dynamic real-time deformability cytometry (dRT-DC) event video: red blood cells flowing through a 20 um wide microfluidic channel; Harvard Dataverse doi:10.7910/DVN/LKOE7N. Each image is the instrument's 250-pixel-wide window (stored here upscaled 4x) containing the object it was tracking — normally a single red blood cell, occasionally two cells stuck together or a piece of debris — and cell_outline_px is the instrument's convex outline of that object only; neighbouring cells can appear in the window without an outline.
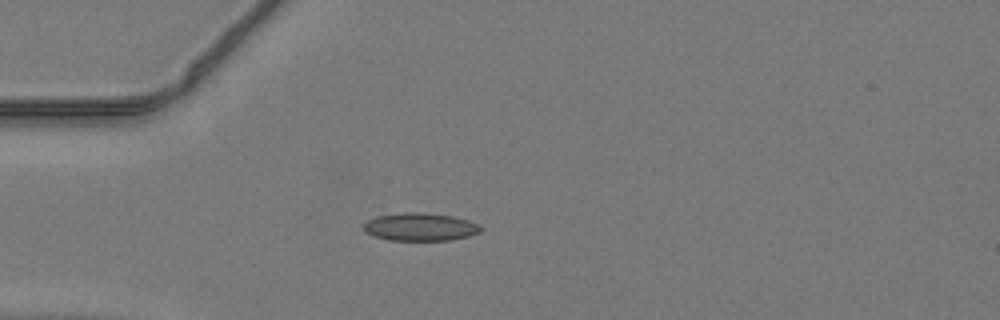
{"species": "common noctule bat (a hibernating species)", "species_latin": "Nyctalus noctula", "temperature_condition": "warm", "stored_images_in_passage": 35, "camera_frame_rate_fps": 3000, "um_per_image_px": 0.085, "animal": {"sex": "male", "body_mass_g": 19.2, "forearm_length_mm": 51.8}, "frame": {"image": 1, "passage_image": 1, "time_ms": 0.0, "image_size_px": [1000, 320], "cell_outline_px": [[484, 228], [480, 232], [468, 236], [448, 240], [388, 240], [364, 232], [364, 224], [368, 220], [376, 216], [404, 212], [424, 212], [452, 216], [468, 220], [480, 224]], "centroid_in_image_um": [35.74, 19.28], "position_along_channel_um": 49.3, "area_um2": 19.07}}
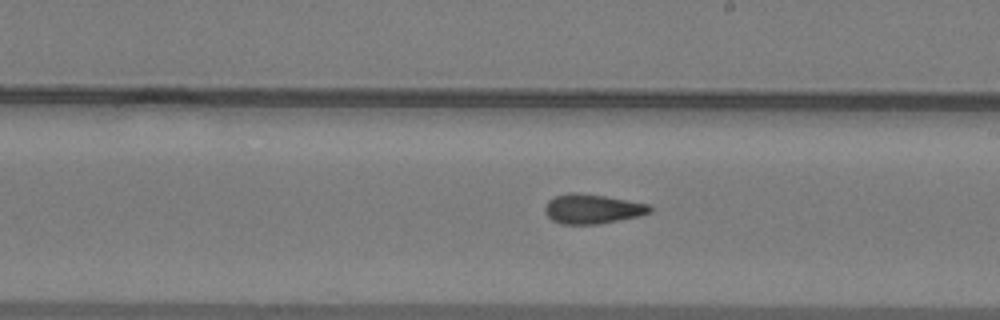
{"frame": {"image": 2, "passage_image": 15, "time_ms": 4.667, "image_size_px": [1000, 320], "cell_outline_px": [[652, 212], [640, 216], [596, 224], [560, 224], [552, 220], [544, 212], [544, 208], [548, 200], [556, 196], [568, 192], [576, 192], [604, 196], [648, 204], [652, 208]], "centroid_in_image_um": [50.32, 17.76], "position_along_channel_um": 238.7, "area_um2": 18.03}}
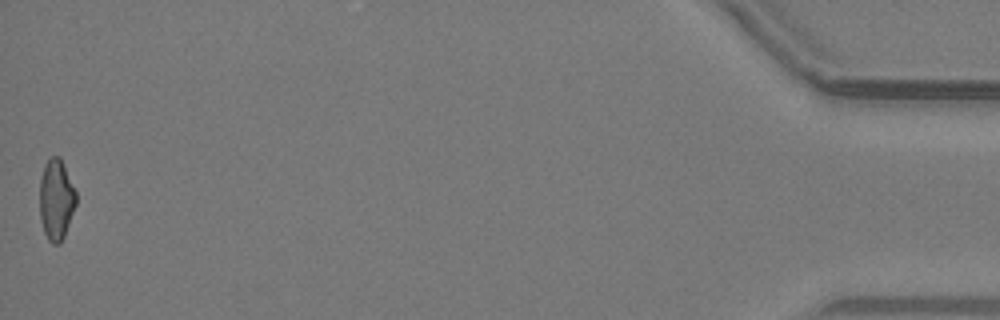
{"frame": {"image": 3, "passage_image": 35, "time_ms": 11.333, "image_size_px": [1000, 320], "cell_outline_px": [[76, 204], [64, 236], [60, 244], [52, 244], [48, 240], [44, 232], [40, 220], [40, 180], [44, 164], [52, 156], [60, 156], [76, 192]], "centroid_in_image_um": [4.77, 16.98], "position_along_channel_um": 430.4, "area_um2": 17.11}}